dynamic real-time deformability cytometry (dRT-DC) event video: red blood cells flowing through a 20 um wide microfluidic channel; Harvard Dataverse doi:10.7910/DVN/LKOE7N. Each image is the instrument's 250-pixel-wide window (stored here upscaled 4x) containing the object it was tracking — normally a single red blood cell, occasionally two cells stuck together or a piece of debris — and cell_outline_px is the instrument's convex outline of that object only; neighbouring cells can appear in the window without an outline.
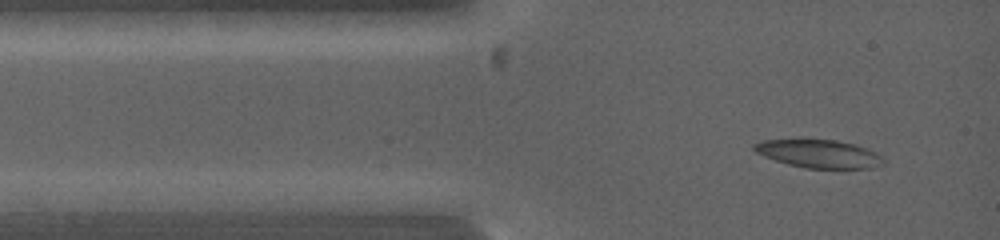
{"species": "common noctule bat (a hibernating species)", "species_latin": "Nyctalus noctula", "temperature_condition": "warm", "stored_images_in_passage": 6, "camera_frame_rate_fps": 5000, "um_per_image_px": 0.085, "animal": {"sex": "female", "body_mass_g": 19.0, "forearm_length_mm": 53.3}, "frame": {"image": 1, "passage_image": 1, "time_ms": 0.0, "image_size_px": [1000, 240], "cell_outline_px": [[884, 164], [872, 168], [804, 168], [788, 164], [764, 156], [756, 152], [752, 148], [752, 144], [760, 140], [800, 136], [836, 140], [868, 148], [876, 152], [884, 160]], "centroid_in_image_um": [69.52, 13.01], "position_along_channel_um": 15.5, "area_um2": 22.14}}
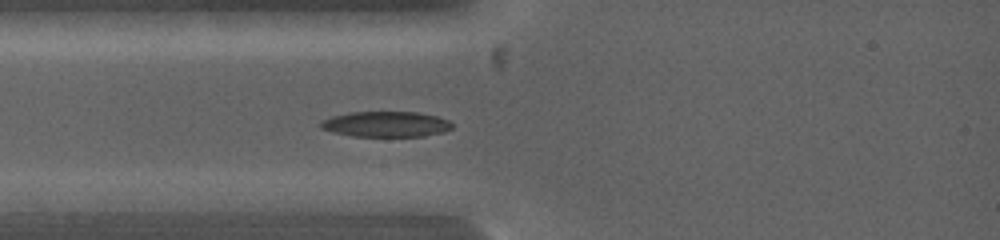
{"frame": {"image": 2, "passage_image": 4, "time_ms": 1.8, "image_size_px": [1000, 240], "cell_outline_px": [[452, 128], [444, 132], [424, 136], [352, 136], [332, 132], [320, 128], [320, 120], [332, 116], [348, 112], [416, 112], [436, 116], [448, 120], [452, 124]], "centroid_in_image_um": [32.77, 10.55], "position_along_channel_um": 52.2, "area_um2": 19.59}}
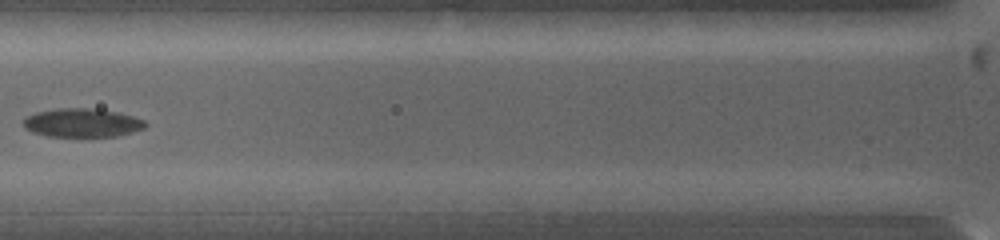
{"frame": {"image": 3, "passage_image": 6, "time_ms": 3.6, "image_size_px": [1000, 240], "cell_outline_px": [[148, 124], [144, 128], [132, 132], [116, 136], [44, 136], [32, 132], [24, 128], [20, 124], [24, 116], [36, 112], [56, 108], [92, 108], [116, 112], [132, 116], [144, 120]], "centroid_in_image_um": [6.9, 10.43], "position_along_channel_um": 118.9, "area_um2": 20.58}}